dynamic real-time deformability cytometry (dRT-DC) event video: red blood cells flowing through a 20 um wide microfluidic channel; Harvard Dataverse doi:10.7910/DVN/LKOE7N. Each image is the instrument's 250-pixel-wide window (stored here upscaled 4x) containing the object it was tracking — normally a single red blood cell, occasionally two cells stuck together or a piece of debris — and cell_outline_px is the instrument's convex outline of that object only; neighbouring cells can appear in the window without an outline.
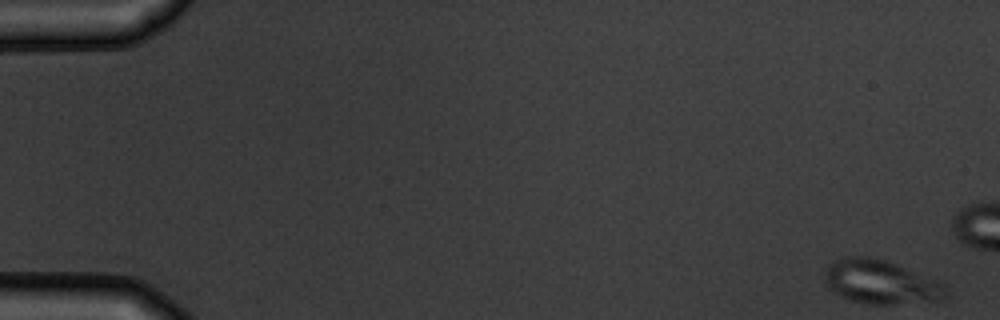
{"species": "common noctule bat (a hibernating species)", "species_latin": "Nyctalus noctula", "temperature_condition": "warm", "stored_images_in_passage": 5, "camera_frame_rate_fps": 3000, "um_per_image_px": 0.085, "animal": {"sex": "male", "body_mass_g": 19.5, "forearm_length_mm": 54.6}, "frame": {"image": 1, "passage_image": 1, "time_ms": 0.0, "image_size_px": [1000, 320], "cell_outline_px": [[948, 296], [944, 300], [892, 304], [868, 304], [852, 300], [840, 296], [832, 292], [828, 288], [824, 276], [824, 272], [828, 264], [844, 256], [868, 256], [884, 260], [896, 264], [936, 280], [944, 284], [948, 292]], "centroid_in_image_um": [74.85, 23.98], "position_along_channel_um": 10.2, "area_um2": 31.1}}